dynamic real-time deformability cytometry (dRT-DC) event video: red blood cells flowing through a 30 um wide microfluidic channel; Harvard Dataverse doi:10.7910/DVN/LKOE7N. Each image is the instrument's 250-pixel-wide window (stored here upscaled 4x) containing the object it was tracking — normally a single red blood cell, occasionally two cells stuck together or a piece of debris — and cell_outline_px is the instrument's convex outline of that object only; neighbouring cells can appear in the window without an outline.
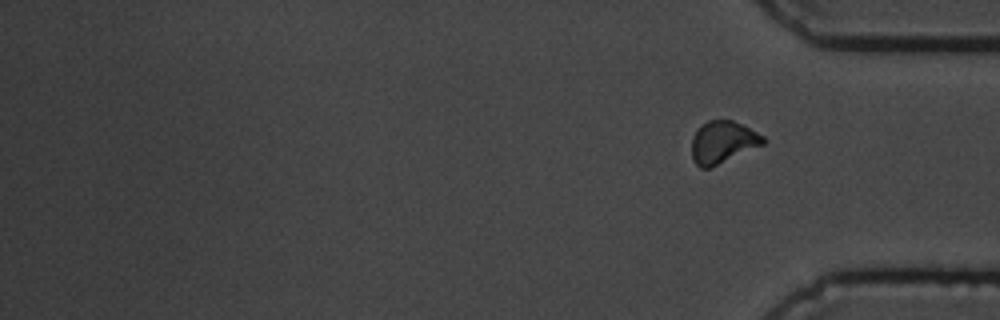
{"species": "common noctule bat (a hibernating species)", "species_latin": "Nyctalus noctula", "temperature_condition": "cold", "stored_images_in_passage": 16, "segment_of_instrument_passage": [2, 2], "camera_frame_rate_fps": 3000, "um_per_image_px": 0.085, "animal": {"sex": "male", "body_mass_g": 19.5, "forearm_length_mm": 54.6}, "frame": {"image": 1, "passage_image": 16, "time_ms": 19.0, "image_size_px": [1000, 320], "cell_outline_px": [[768, 140], [764, 144], [712, 168], [700, 168], [692, 160], [692, 136], [696, 128], [708, 120], [732, 120], [764, 136]], "centroid_in_image_um": [61.41, 12.1], "position_along_channel_um": 373.8, "area_um2": 17.8}}